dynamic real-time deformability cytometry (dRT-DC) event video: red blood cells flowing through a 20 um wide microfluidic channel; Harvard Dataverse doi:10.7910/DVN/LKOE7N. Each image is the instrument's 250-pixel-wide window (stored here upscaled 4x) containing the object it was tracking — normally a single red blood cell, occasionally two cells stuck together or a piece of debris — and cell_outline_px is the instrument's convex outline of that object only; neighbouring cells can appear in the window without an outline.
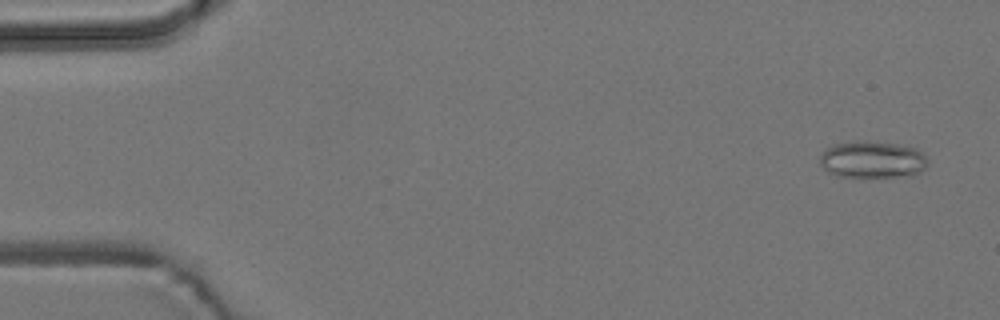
{"species": "common noctule bat (a hibernating species)", "species_latin": "Nyctalus noctula", "temperature_condition": "room temperature", "stored_images_in_passage": 4, "camera_frame_rate_fps": 3000, "um_per_image_px": 0.085, "animal": {"sex": "male", "body_mass_g": 19.2, "forearm_length_mm": 51.8}, "frame": {"image": 1, "passage_image": 1, "time_ms": 0.0, "image_size_px": [1000, 320], "cell_outline_px": [[928, 164], [920, 172], [912, 176], [836, 176], [828, 172], [820, 164], [820, 156], [832, 144], [856, 140], [868, 140], [896, 144], [916, 148], [924, 152], [928, 160]], "centroid_in_image_um": [74.18, 13.55], "position_along_channel_um": 10.8, "area_um2": 23.41}}